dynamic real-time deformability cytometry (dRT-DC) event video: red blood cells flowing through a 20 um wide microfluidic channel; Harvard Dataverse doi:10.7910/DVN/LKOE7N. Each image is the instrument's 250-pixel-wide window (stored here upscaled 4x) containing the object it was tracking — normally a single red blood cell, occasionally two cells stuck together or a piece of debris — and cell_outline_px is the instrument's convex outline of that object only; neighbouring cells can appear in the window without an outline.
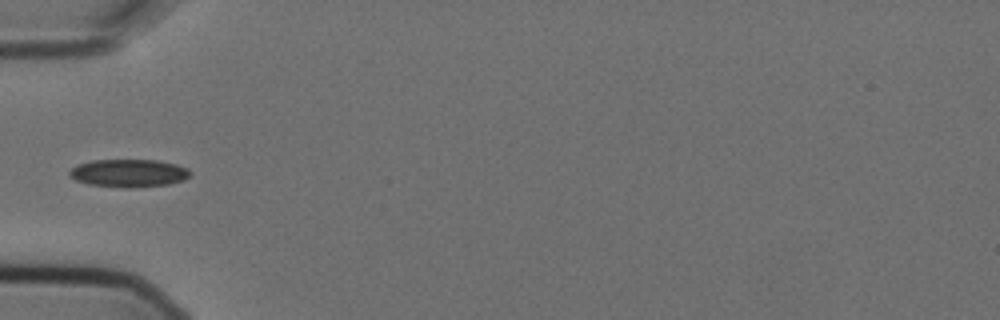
{"species": "Egyptian fruit bat (a non-hibernating species)", "species_latin": "Rousettus aegyptiacus", "temperature_condition": "cold", "stored_images_in_passage": 1, "camera_frame_rate_fps": 3000, "um_per_image_px": 0.085, "animal": {"sex": "female"}, "frame": {"image": 1, "passage_image": 1, "time_ms": 0.0, "image_size_px": [1000, 320], "cell_outline_px": [[192, 172], [184, 180], [168, 184], [132, 188], [124, 188], [88, 184], [76, 180], [68, 176], [68, 172], [76, 164], [92, 160], [156, 160], [176, 164], [188, 168]], "centroid_in_image_um": [10.92, 14.71], "position_along_channel_um": 74.1, "area_um2": 19.77}}